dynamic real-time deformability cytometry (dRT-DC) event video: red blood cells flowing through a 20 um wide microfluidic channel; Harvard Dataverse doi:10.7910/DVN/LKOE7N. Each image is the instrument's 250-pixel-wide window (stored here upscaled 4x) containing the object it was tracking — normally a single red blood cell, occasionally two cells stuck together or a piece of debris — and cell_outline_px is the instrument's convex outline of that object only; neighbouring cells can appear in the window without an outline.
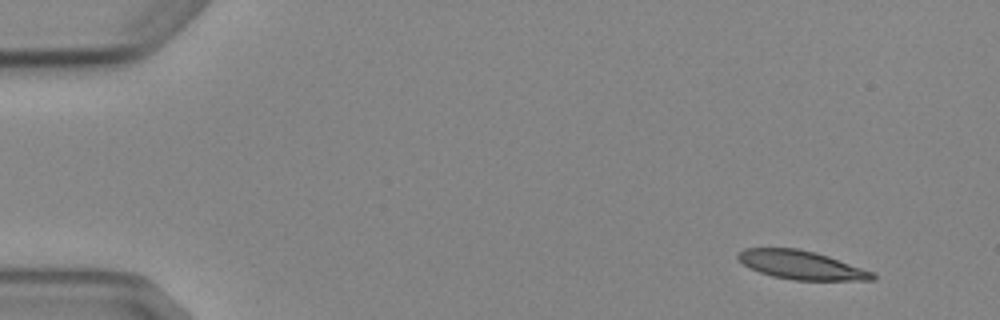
{"species": "Egyptian fruit bat (a non-hibernating species)", "species_latin": "Rousettus aegyptiacus", "temperature_condition": "cold", "stored_images_in_passage": 4, "camera_frame_rate_fps": 3000, "um_per_image_px": 0.085, "animal": {"sex": "female"}, "frame": {"image": 1, "passage_image": 1, "time_ms": 0.0, "image_size_px": [1000, 320], "cell_outline_px": [[876, 280], [796, 280], [772, 276], [760, 272], [744, 264], [736, 256], [744, 248], [800, 248], [816, 252], [828, 256], [872, 272], [876, 276]], "centroid_in_image_um": [68.11, 22.52], "position_along_channel_um": 16.9, "area_um2": 22.14}}
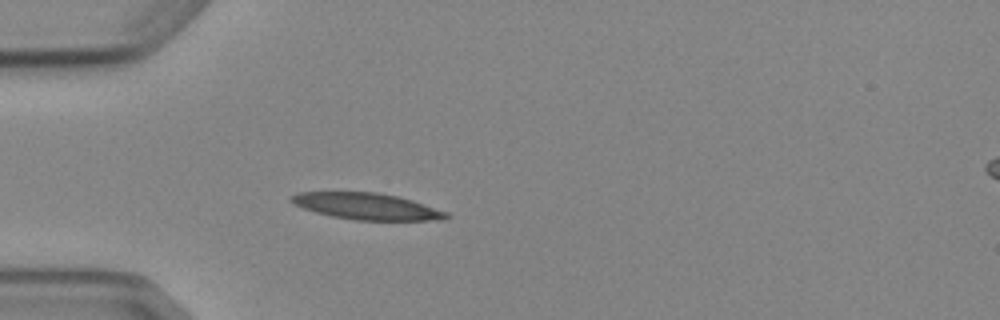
{"frame": {"image": 2, "passage_image": 4, "time_ms": 3.667, "image_size_px": [1000, 320], "cell_outline_px": [[452, 216], [444, 220], [356, 220], [332, 216], [316, 212], [304, 208], [288, 200], [296, 192], [376, 192], [396, 196], [412, 200], [448, 212]], "centroid_in_image_um": [31.21, 17.54], "position_along_channel_um": 53.8, "area_um2": 23.81}}